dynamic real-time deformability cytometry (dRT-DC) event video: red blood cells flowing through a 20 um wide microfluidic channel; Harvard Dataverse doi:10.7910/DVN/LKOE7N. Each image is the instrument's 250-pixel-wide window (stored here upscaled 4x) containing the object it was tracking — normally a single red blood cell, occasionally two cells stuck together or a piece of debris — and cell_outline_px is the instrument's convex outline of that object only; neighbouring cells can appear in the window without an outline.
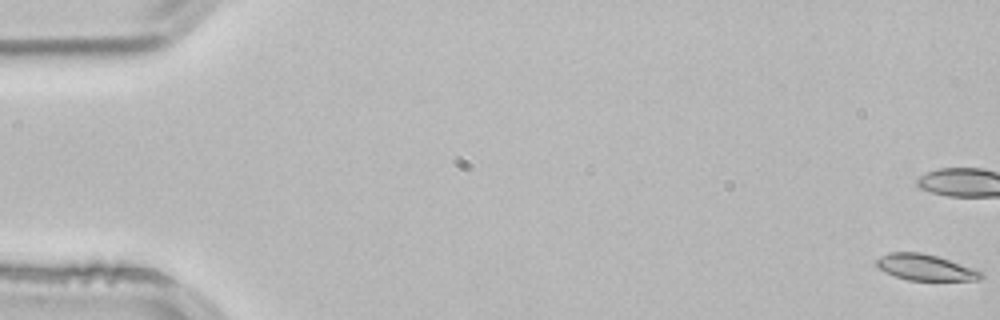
{"species": "common noctule bat (a hibernating species)", "species_latin": "Nyctalus noctula", "temperature_condition": "room temperature", "stored_images_in_passage": 5, "camera_frame_rate_fps": 3000, "um_per_image_px": 0.085, "animal": {"sex": "male", "body_mass_g": 21.5, "forearm_length_mm": 52.0}, "frame": {"image": 1, "passage_image": 1, "time_ms": 0.0, "image_size_px": [1000, 320], "cell_outline_px": [[984, 276], [976, 280], [908, 280], [884, 272], [876, 264], [876, 260], [880, 256], [888, 252], [920, 252], [936, 256], [984, 272]], "centroid_in_image_um": [78.63, 22.72], "position_along_channel_um": 6.4, "area_um2": 15.66}}